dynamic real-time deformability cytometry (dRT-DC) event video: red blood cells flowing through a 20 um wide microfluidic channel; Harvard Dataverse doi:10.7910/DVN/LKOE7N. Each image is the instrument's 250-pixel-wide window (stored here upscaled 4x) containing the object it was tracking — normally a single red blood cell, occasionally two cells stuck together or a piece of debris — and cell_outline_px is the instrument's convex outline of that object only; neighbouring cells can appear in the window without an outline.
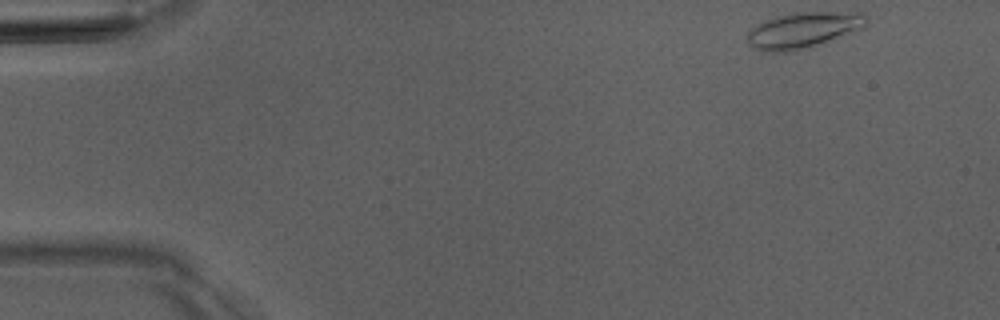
{"species": "Egyptian fruit bat (a non-hibernating species)", "species_latin": "Rousettus aegyptiacus", "temperature_condition": "room temperature", "stored_images_in_passage": 4, "camera_frame_rate_fps": 3000, "um_per_image_px": 0.085, "animal": {"sex": "male"}, "frame": {"image": 1, "passage_image": 1, "time_ms": 0.0, "image_size_px": [1000, 320], "cell_outline_px": [[868, 16], [864, 24], [836, 36], [816, 44], [800, 48], [780, 52], [772, 52], [756, 48], [748, 44], [748, 32], [752, 28], [768, 20], [780, 16], [796, 12], [864, 12]], "centroid_in_image_um": [68.21, 2.52], "position_along_channel_um": 16.8, "area_um2": 23.29}}